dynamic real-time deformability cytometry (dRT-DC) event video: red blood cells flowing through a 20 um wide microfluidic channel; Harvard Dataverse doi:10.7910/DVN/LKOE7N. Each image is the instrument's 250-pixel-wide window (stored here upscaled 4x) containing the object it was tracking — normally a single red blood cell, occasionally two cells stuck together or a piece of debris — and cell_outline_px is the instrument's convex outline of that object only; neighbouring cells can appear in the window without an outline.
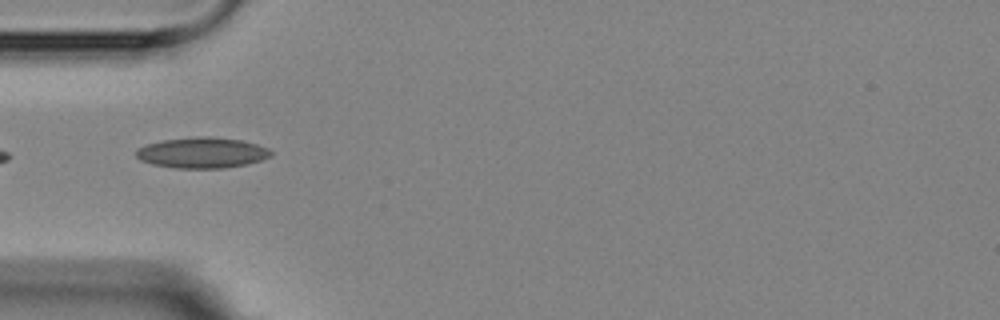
{"species": "Egyptian fruit bat (a non-hibernating species)", "species_latin": "Rousettus aegyptiacus", "temperature_condition": "room temperature", "stored_images_in_passage": 7, "camera_frame_rate_fps": 3000, "um_per_image_px": 0.085, "animal": {"sex": "female"}, "frame": {"image": 1, "passage_image": 3, "time_ms": 2.333, "image_size_px": [1000, 320], "cell_outline_px": [[272, 156], [248, 164], [224, 168], [172, 168], [152, 164], [140, 160], [136, 156], [136, 148], [160, 140], [200, 136], [208, 136], [240, 140], [256, 144], [268, 148], [272, 152]], "centroid_in_image_um": [17.16, 12.98], "position_along_channel_um": 67.8, "area_um2": 24.22}}
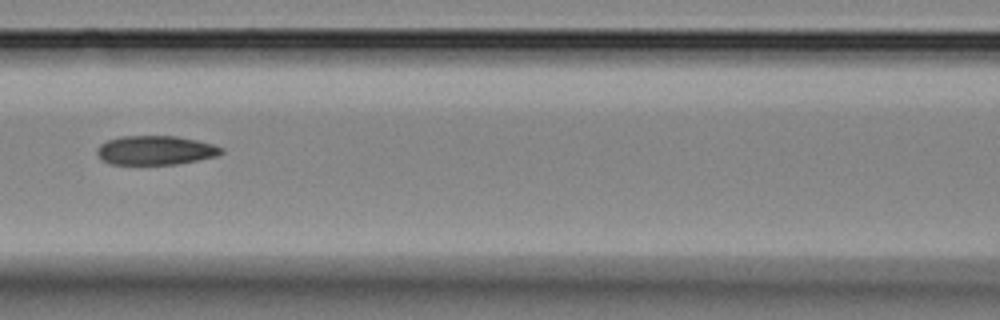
{"frame": {"image": 2, "passage_image": 5, "time_ms": 4.667, "image_size_px": [1000, 320], "cell_outline_px": [[224, 152], [216, 156], [176, 164], [108, 164], [100, 160], [96, 152], [96, 148], [100, 144], [108, 140], [120, 136], [176, 136], [196, 140], [212, 144], [224, 148]], "centroid_in_image_um": [13.17, 12.77], "position_along_channel_um": 153.4, "area_um2": 21.15}}
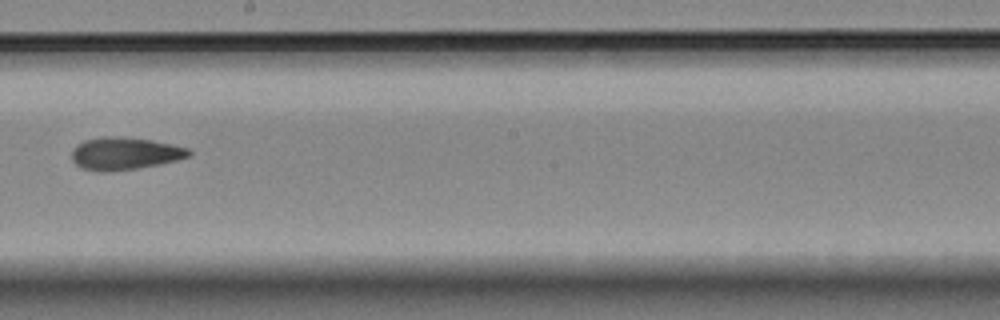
{"frame": {"image": 3, "passage_image": 7, "time_ms": 7.0, "image_size_px": [1000, 320], "cell_outline_px": [[192, 156], [160, 164], [136, 168], [108, 172], [100, 172], [80, 168], [72, 160], [72, 148], [76, 144], [84, 140], [100, 136], [124, 136], [152, 140], [172, 144], [188, 148], [192, 152]], "centroid_in_image_um": [10.58, 13.04], "position_along_channel_um": 237.6, "area_um2": 22.54}}